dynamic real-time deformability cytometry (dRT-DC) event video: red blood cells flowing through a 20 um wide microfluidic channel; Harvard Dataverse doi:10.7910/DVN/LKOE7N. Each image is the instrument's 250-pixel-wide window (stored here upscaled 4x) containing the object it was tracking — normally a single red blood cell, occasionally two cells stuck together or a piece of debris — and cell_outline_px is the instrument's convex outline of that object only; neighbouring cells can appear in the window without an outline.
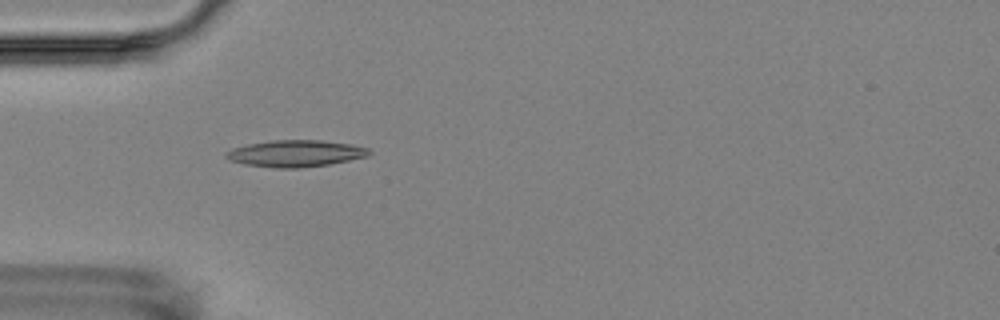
{"species": "Egyptian fruit bat (a non-hibernating species)", "species_latin": "Rousettus aegyptiacus", "temperature_condition": "room temperature", "stored_images_in_passage": 7, "camera_frame_rate_fps": 3000, "um_per_image_px": 0.085, "animal": {"sex": "female"}, "frame": {"image": 1, "passage_image": 5, "time_ms": 4.667, "image_size_px": [1000, 320], "cell_outline_px": [[372, 152], [368, 156], [328, 164], [300, 168], [276, 168], [244, 164], [228, 160], [224, 156], [224, 152], [232, 148], [248, 144], [272, 140], [320, 140], [352, 144], [368, 148]], "centroid_in_image_um": [25.08, 13.04], "position_along_channel_um": 59.9, "area_um2": 22.31}}
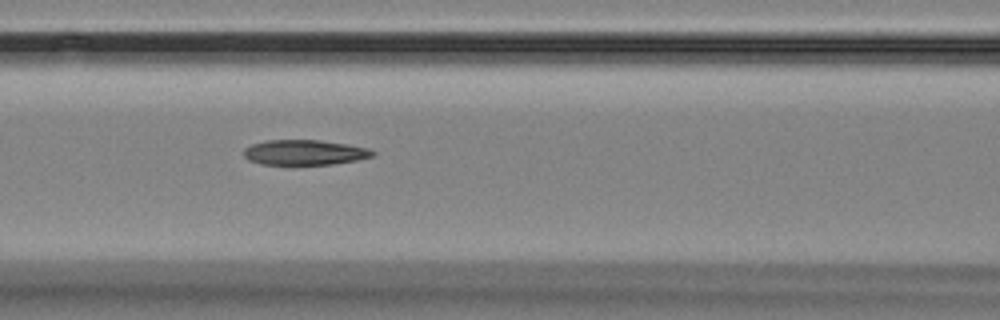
{"frame": {"image": 2, "passage_image": 7, "time_ms": 7.0, "image_size_px": [1000, 320], "cell_outline_px": [[376, 156], [356, 160], [332, 164], [260, 164], [248, 160], [244, 156], [244, 148], [252, 144], [264, 140], [320, 140], [348, 144], [368, 148], [376, 152]], "centroid_in_image_um": [25.9, 12.95], "position_along_channel_um": 140.7, "area_um2": 18.96}}